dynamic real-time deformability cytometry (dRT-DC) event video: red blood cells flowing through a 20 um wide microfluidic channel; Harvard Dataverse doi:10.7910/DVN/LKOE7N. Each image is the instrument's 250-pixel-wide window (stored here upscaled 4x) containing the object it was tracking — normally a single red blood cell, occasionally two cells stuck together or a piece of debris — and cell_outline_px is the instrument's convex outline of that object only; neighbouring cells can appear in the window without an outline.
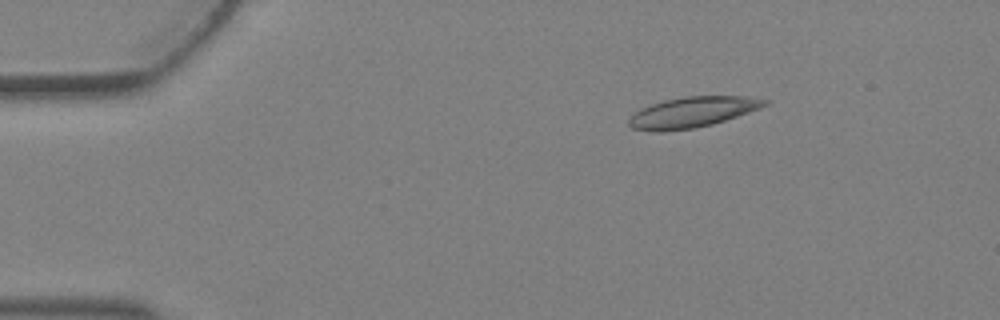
{"species": "Egyptian fruit bat (a non-hibernating species)", "species_latin": "Rousettus aegyptiacus", "temperature_condition": "warm", "stored_images_in_passage": 4, "camera_frame_rate_fps": 3000, "um_per_image_px": 0.085, "animal": {"sex": "female"}, "frame": {"image": 1, "passage_image": 2, "time_ms": 0.333, "image_size_px": [1000, 320], "cell_outline_px": [[772, 100], [768, 104], [760, 108], [712, 124], [692, 128], [656, 132], [632, 128], [628, 124], [628, 120], [640, 108], [664, 100], [688, 96], [744, 96]], "centroid_in_image_um": [58.86, 9.52], "position_along_channel_um": 26.1, "area_um2": 23.93}}
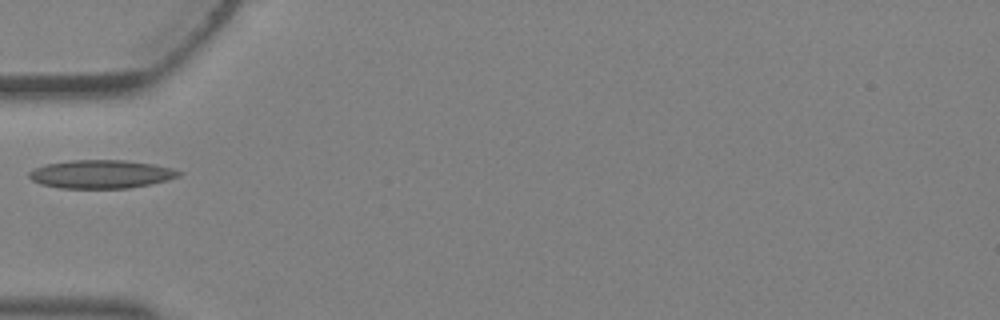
{"frame": {"image": 2, "passage_image": 4, "time_ms": 1.0, "image_size_px": [1000, 320], "cell_outline_px": [[184, 172], [180, 176], [148, 184], [128, 188], [60, 188], [40, 184], [32, 180], [28, 176], [28, 172], [44, 164], [72, 160], [124, 160], [152, 164], [172, 168]], "centroid_in_image_um": [8.56, 14.8], "position_along_channel_um": 76.4, "area_um2": 24.62}}